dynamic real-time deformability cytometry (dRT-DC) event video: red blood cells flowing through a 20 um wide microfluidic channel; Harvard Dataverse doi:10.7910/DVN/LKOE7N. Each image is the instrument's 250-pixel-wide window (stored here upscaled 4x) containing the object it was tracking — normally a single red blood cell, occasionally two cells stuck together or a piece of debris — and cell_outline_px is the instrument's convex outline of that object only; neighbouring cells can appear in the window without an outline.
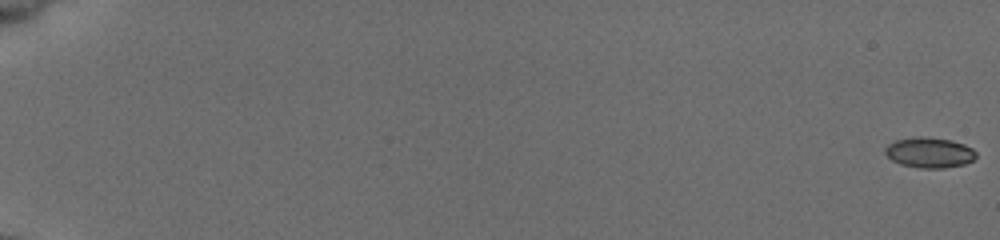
{"species": "common noctule bat (a hibernating species)", "species_latin": "Nyctalus noctula", "temperature_condition": "cold", "stored_images_in_passage": 33, "camera_frame_rate_fps": 3000, "um_per_image_px": 0.085, "animal": {"sex": "female", "body_mass_g": 19.5, "forearm_length_mm": 54.1}, "frame": {"image": 1, "passage_image": 1, "time_ms": 0.0, "image_size_px": [1000, 240], "cell_outline_px": [[976, 156], [972, 160], [964, 164], [944, 168], [920, 168], [900, 164], [892, 160], [884, 152], [884, 148], [888, 144], [896, 140], [916, 136], [924, 136], [952, 140], [964, 144], [972, 148], [976, 152]], "centroid_in_image_um": [78.99, 12.96], "position_along_channel_um": 6.0, "area_um2": 16.18}}
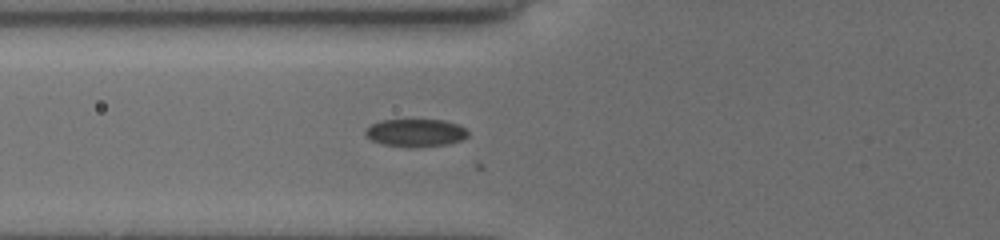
{"frame": {"image": 2, "passage_image": 24, "time_ms": 7.667, "image_size_px": [1000, 240], "cell_outline_px": [[468, 136], [460, 140], [448, 144], [416, 148], [384, 144], [372, 140], [364, 132], [372, 124], [384, 120], [444, 120], [456, 124], [464, 128], [468, 132]], "centroid_in_image_um": [35.35, 11.29], "position_along_channel_um": 90.4, "area_um2": 16.36}}
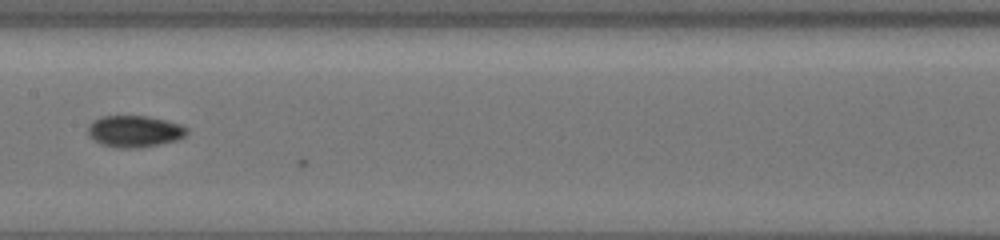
{"frame": {"image": 3, "passage_image": 32, "time_ms": 10.333, "image_size_px": [1000, 240], "cell_outline_px": [[188, 132], [184, 136], [176, 140], [160, 144], [140, 148], [120, 148], [100, 144], [88, 132], [88, 128], [96, 120], [104, 116], [148, 116], [180, 124], [188, 128]], "centroid_in_image_um": [11.49, 11.17], "position_along_channel_um": 195.9, "area_um2": 17.92}}